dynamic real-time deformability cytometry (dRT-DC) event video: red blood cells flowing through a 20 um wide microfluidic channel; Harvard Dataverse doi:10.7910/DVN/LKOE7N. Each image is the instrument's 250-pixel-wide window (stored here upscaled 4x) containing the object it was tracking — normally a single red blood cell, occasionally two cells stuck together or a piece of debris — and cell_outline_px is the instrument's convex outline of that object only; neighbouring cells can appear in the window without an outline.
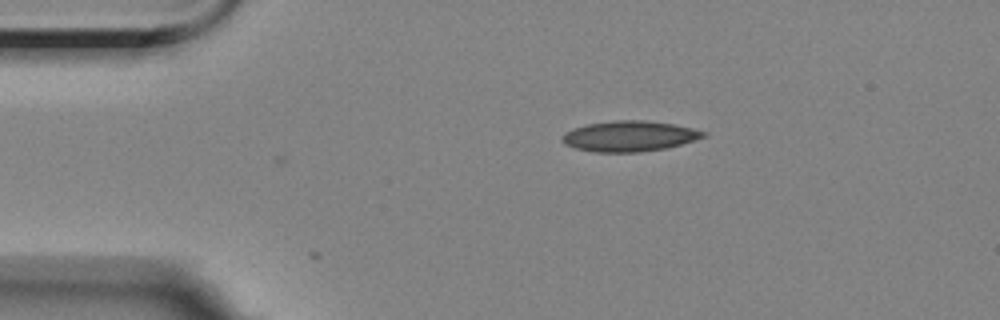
{"species": "Egyptian fruit bat (a non-hibernating species)", "species_latin": "Rousettus aegyptiacus", "temperature_condition": "room temperature", "stored_images_in_passage": 2, "camera_frame_rate_fps": 3000, "um_per_image_px": 0.085, "animal": {"sex": "female"}, "frame": {"image": 1, "passage_image": 2, "time_ms": 1.0, "image_size_px": [1000, 320], "cell_outline_px": [[708, 136], [680, 144], [664, 148], [640, 152], [596, 152], [576, 148], [564, 144], [560, 140], [572, 128], [588, 124], [616, 120], [644, 120], [672, 124], [692, 128], [708, 132]], "centroid_in_image_um": [53.52, 11.57], "position_along_channel_um": 31.5, "area_um2": 24.91}}